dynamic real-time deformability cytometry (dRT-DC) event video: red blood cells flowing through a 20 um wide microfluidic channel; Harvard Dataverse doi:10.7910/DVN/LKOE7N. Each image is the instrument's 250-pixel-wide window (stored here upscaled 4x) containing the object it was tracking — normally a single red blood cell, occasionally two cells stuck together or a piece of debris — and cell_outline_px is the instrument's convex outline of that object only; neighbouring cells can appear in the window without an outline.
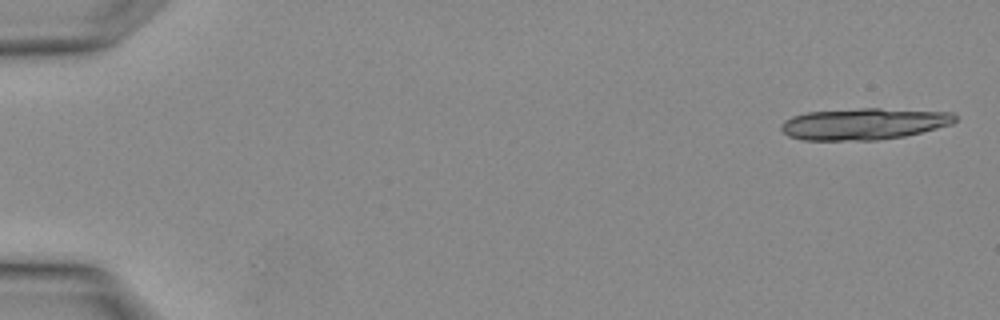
{"species": "Egyptian fruit bat (a non-hibernating species)", "species_latin": "Rousettus aegyptiacus", "temperature_condition": "warm", "stored_images_in_passage": 3, "camera_frame_rate_fps": 3000, "um_per_image_px": 0.085, "animal": {"sex": "female"}, "frame": {"image": 1, "passage_image": 3, "time_ms": 0.667, "image_size_px": [1000, 320], "cell_outline_px": [[956, 120], [952, 124], [904, 136], [876, 140], [804, 140], [788, 136], [780, 128], [780, 124], [784, 120], [792, 116], [808, 112], [860, 108], [880, 108], [952, 112], [956, 116]], "centroid_in_image_um": [73.41, 10.52], "position_along_channel_um": 11.6, "area_um2": 31.96}}